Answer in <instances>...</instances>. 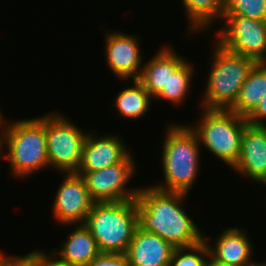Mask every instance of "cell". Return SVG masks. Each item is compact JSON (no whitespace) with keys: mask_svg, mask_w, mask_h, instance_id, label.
<instances>
[{"mask_svg":"<svg viewBox=\"0 0 266 266\" xmlns=\"http://www.w3.org/2000/svg\"><path fill=\"white\" fill-rule=\"evenodd\" d=\"M188 194L167 192L153 186L140 188L136 198L139 226L159 235L174 247H189L205 235L181 206Z\"/></svg>","mask_w":266,"mask_h":266,"instance_id":"6da1fadb","label":"cell"},{"mask_svg":"<svg viewBox=\"0 0 266 266\" xmlns=\"http://www.w3.org/2000/svg\"><path fill=\"white\" fill-rule=\"evenodd\" d=\"M0 133L2 143L7 147L4 158L9 160L13 176L26 178L37 170L49 167L46 114L30 120H12L11 123L4 120Z\"/></svg>","mask_w":266,"mask_h":266,"instance_id":"7a4b0ae2","label":"cell"},{"mask_svg":"<svg viewBox=\"0 0 266 266\" xmlns=\"http://www.w3.org/2000/svg\"><path fill=\"white\" fill-rule=\"evenodd\" d=\"M165 132L161 159L165 184L153 187L162 191L188 194L200 171L201 144L189 125L171 124Z\"/></svg>","mask_w":266,"mask_h":266,"instance_id":"3957f363","label":"cell"},{"mask_svg":"<svg viewBox=\"0 0 266 266\" xmlns=\"http://www.w3.org/2000/svg\"><path fill=\"white\" fill-rule=\"evenodd\" d=\"M84 224L101 253H126L139 226L136 199L95 202Z\"/></svg>","mask_w":266,"mask_h":266,"instance_id":"277c9868","label":"cell"},{"mask_svg":"<svg viewBox=\"0 0 266 266\" xmlns=\"http://www.w3.org/2000/svg\"><path fill=\"white\" fill-rule=\"evenodd\" d=\"M213 48L211 69L200 106L203 109L228 110L256 61L234 53L218 41Z\"/></svg>","mask_w":266,"mask_h":266,"instance_id":"5b68a950","label":"cell"},{"mask_svg":"<svg viewBox=\"0 0 266 266\" xmlns=\"http://www.w3.org/2000/svg\"><path fill=\"white\" fill-rule=\"evenodd\" d=\"M198 125L189 126L197 135L199 143L231 168L237 163L241 151V140L246 117L230 110L203 109Z\"/></svg>","mask_w":266,"mask_h":266,"instance_id":"8992f818","label":"cell"},{"mask_svg":"<svg viewBox=\"0 0 266 266\" xmlns=\"http://www.w3.org/2000/svg\"><path fill=\"white\" fill-rule=\"evenodd\" d=\"M87 134L60 113H46V143L49 166L76 173Z\"/></svg>","mask_w":266,"mask_h":266,"instance_id":"52a82bcc","label":"cell"},{"mask_svg":"<svg viewBox=\"0 0 266 266\" xmlns=\"http://www.w3.org/2000/svg\"><path fill=\"white\" fill-rule=\"evenodd\" d=\"M223 19L217 41L234 53L266 62V21L239 15H224Z\"/></svg>","mask_w":266,"mask_h":266,"instance_id":"ba28073f","label":"cell"},{"mask_svg":"<svg viewBox=\"0 0 266 266\" xmlns=\"http://www.w3.org/2000/svg\"><path fill=\"white\" fill-rule=\"evenodd\" d=\"M135 170L133 155L129 154L120 163L98 171L77 174L84 178L87 190L95 202H118L137 198L140 188L131 190L126 186Z\"/></svg>","mask_w":266,"mask_h":266,"instance_id":"9c48e42d","label":"cell"},{"mask_svg":"<svg viewBox=\"0 0 266 266\" xmlns=\"http://www.w3.org/2000/svg\"><path fill=\"white\" fill-rule=\"evenodd\" d=\"M53 201V217L64 225L84 224L95 201L85 180L77 173H65Z\"/></svg>","mask_w":266,"mask_h":266,"instance_id":"30bf717a","label":"cell"},{"mask_svg":"<svg viewBox=\"0 0 266 266\" xmlns=\"http://www.w3.org/2000/svg\"><path fill=\"white\" fill-rule=\"evenodd\" d=\"M105 37L106 61L113 74L121 80L138 79L142 72L144 57L141 54L139 40L134 35L118 31H110Z\"/></svg>","mask_w":266,"mask_h":266,"instance_id":"8fae6325","label":"cell"},{"mask_svg":"<svg viewBox=\"0 0 266 266\" xmlns=\"http://www.w3.org/2000/svg\"><path fill=\"white\" fill-rule=\"evenodd\" d=\"M252 181L266 185V127L248 124L245 127L241 151L232 168Z\"/></svg>","mask_w":266,"mask_h":266,"instance_id":"7c38bea8","label":"cell"},{"mask_svg":"<svg viewBox=\"0 0 266 266\" xmlns=\"http://www.w3.org/2000/svg\"><path fill=\"white\" fill-rule=\"evenodd\" d=\"M120 138L110 134L98 137L88 132L76 173L94 172L122 162L131 152Z\"/></svg>","mask_w":266,"mask_h":266,"instance_id":"4fadbf2b","label":"cell"},{"mask_svg":"<svg viewBox=\"0 0 266 266\" xmlns=\"http://www.w3.org/2000/svg\"><path fill=\"white\" fill-rule=\"evenodd\" d=\"M174 249L159 235L138 226L125 254L130 266H169Z\"/></svg>","mask_w":266,"mask_h":266,"instance_id":"5bb4252c","label":"cell"},{"mask_svg":"<svg viewBox=\"0 0 266 266\" xmlns=\"http://www.w3.org/2000/svg\"><path fill=\"white\" fill-rule=\"evenodd\" d=\"M221 233L214 245L207 241L213 260L227 266H251L255 263L251 260L253 247L245 229L243 231L237 227H230Z\"/></svg>","mask_w":266,"mask_h":266,"instance_id":"9a60e30c","label":"cell"},{"mask_svg":"<svg viewBox=\"0 0 266 266\" xmlns=\"http://www.w3.org/2000/svg\"><path fill=\"white\" fill-rule=\"evenodd\" d=\"M76 225L77 227L68 234L61 249H54L51 255H55L59 262L69 266H88L101 252L85 224Z\"/></svg>","mask_w":266,"mask_h":266,"instance_id":"2e32d148","label":"cell"},{"mask_svg":"<svg viewBox=\"0 0 266 266\" xmlns=\"http://www.w3.org/2000/svg\"><path fill=\"white\" fill-rule=\"evenodd\" d=\"M186 59L177 55L170 47L163 46L155 56L146 62L138 80L149 94L155 98L166 86L172 74Z\"/></svg>","mask_w":266,"mask_h":266,"instance_id":"e0dca14e","label":"cell"},{"mask_svg":"<svg viewBox=\"0 0 266 266\" xmlns=\"http://www.w3.org/2000/svg\"><path fill=\"white\" fill-rule=\"evenodd\" d=\"M266 95V62H256L245 79L235 103L228 109L247 117Z\"/></svg>","mask_w":266,"mask_h":266,"instance_id":"ac0fdd59","label":"cell"},{"mask_svg":"<svg viewBox=\"0 0 266 266\" xmlns=\"http://www.w3.org/2000/svg\"><path fill=\"white\" fill-rule=\"evenodd\" d=\"M133 83V87L124 88L118 93L114 104L118 114L128 119L142 118L146 115L153 99L138 79H134Z\"/></svg>","mask_w":266,"mask_h":266,"instance_id":"d6986e66","label":"cell"},{"mask_svg":"<svg viewBox=\"0 0 266 266\" xmlns=\"http://www.w3.org/2000/svg\"><path fill=\"white\" fill-rule=\"evenodd\" d=\"M187 18L189 19V29L193 31H206L213 22L220 17H224V0H182Z\"/></svg>","mask_w":266,"mask_h":266,"instance_id":"ffe728a7","label":"cell"},{"mask_svg":"<svg viewBox=\"0 0 266 266\" xmlns=\"http://www.w3.org/2000/svg\"><path fill=\"white\" fill-rule=\"evenodd\" d=\"M193 75V65L191 62L189 63V61L185 60L172 74L169 75L166 86H163L161 92L155 97V99H164L174 103V105L184 102L189 94Z\"/></svg>","mask_w":266,"mask_h":266,"instance_id":"44dd1931","label":"cell"},{"mask_svg":"<svg viewBox=\"0 0 266 266\" xmlns=\"http://www.w3.org/2000/svg\"><path fill=\"white\" fill-rule=\"evenodd\" d=\"M209 258L210 250L204 238L201 242L189 247H175L170 266H206Z\"/></svg>","mask_w":266,"mask_h":266,"instance_id":"7402d4cb","label":"cell"},{"mask_svg":"<svg viewBox=\"0 0 266 266\" xmlns=\"http://www.w3.org/2000/svg\"><path fill=\"white\" fill-rule=\"evenodd\" d=\"M224 15L266 21V0H224Z\"/></svg>","mask_w":266,"mask_h":266,"instance_id":"603a6c76","label":"cell"},{"mask_svg":"<svg viewBox=\"0 0 266 266\" xmlns=\"http://www.w3.org/2000/svg\"><path fill=\"white\" fill-rule=\"evenodd\" d=\"M88 266H130L125 253H100Z\"/></svg>","mask_w":266,"mask_h":266,"instance_id":"cb8c5ba5","label":"cell"},{"mask_svg":"<svg viewBox=\"0 0 266 266\" xmlns=\"http://www.w3.org/2000/svg\"><path fill=\"white\" fill-rule=\"evenodd\" d=\"M246 120L250 125L266 126V95L259 101L256 108L246 117Z\"/></svg>","mask_w":266,"mask_h":266,"instance_id":"d4e9b609","label":"cell"},{"mask_svg":"<svg viewBox=\"0 0 266 266\" xmlns=\"http://www.w3.org/2000/svg\"><path fill=\"white\" fill-rule=\"evenodd\" d=\"M37 266H69L59 262L53 255L43 251H33L26 254Z\"/></svg>","mask_w":266,"mask_h":266,"instance_id":"484cf974","label":"cell"},{"mask_svg":"<svg viewBox=\"0 0 266 266\" xmlns=\"http://www.w3.org/2000/svg\"><path fill=\"white\" fill-rule=\"evenodd\" d=\"M11 266H37L26 254L19 256Z\"/></svg>","mask_w":266,"mask_h":266,"instance_id":"4316f807","label":"cell"},{"mask_svg":"<svg viewBox=\"0 0 266 266\" xmlns=\"http://www.w3.org/2000/svg\"><path fill=\"white\" fill-rule=\"evenodd\" d=\"M18 257H19L18 255L7 256V255H4L2 251H0V266H11Z\"/></svg>","mask_w":266,"mask_h":266,"instance_id":"83f0119b","label":"cell"},{"mask_svg":"<svg viewBox=\"0 0 266 266\" xmlns=\"http://www.w3.org/2000/svg\"><path fill=\"white\" fill-rule=\"evenodd\" d=\"M206 266H227L221 263L216 262L215 260H213L211 257L209 258V260L206 263Z\"/></svg>","mask_w":266,"mask_h":266,"instance_id":"f1b7e54d","label":"cell"},{"mask_svg":"<svg viewBox=\"0 0 266 266\" xmlns=\"http://www.w3.org/2000/svg\"><path fill=\"white\" fill-rule=\"evenodd\" d=\"M3 148H6V147H4V144L2 143V140L0 138V158H4V155L2 153L4 151Z\"/></svg>","mask_w":266,"mask_h":266,"instance_id":"f546056e","label":"cell"},{"mask_svg":"<svg viewBox=\"0 0 266 266\" xmlns=\"http://www.w3.org/2000/svg\"><path fill=\"white\" fill-rule=\"evenodd\" d=\"M251 266H266V262H255V263H253Z\"/></svg>","mask_w":266,"mask_h":266,"instance_id":"4dcf8cb0","label":"cell"},{"mask_svg":"<svg viewBox=\"0 0 266 266\" xmlns=\"http://www.w3.org/2000/svg\"><path fill=\"white\" fill-rule=\"evenodd\" d=\"M4 117H3V114H2V112H1V108H0V126H1V124L4 122Z\"/></svg>","mask_w":266,"mask_h":266,"instance_id":"1f68e13d","label":"cell"}]
</instances>
